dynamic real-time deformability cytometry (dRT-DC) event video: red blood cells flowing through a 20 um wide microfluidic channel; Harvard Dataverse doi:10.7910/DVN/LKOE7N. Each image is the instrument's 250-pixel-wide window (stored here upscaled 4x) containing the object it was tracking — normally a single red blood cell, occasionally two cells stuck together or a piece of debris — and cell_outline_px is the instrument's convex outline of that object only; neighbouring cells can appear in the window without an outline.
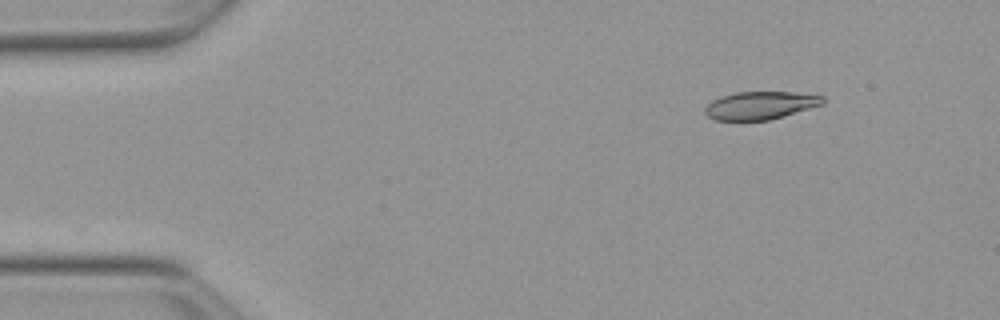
{"species": "Egyptian fruit bat (a non-hibernating species)", "species_latin": "Rousettus aegyptiacus", "temperature_condition": "warm", "stored_images_in_passage": 48, "camera_frame_rate_fps": 3000, "um_per_image_px": 0.085, "animal": {"sex": "female"}, "frame": {"image": 1, "passage_image": 1, "time_ms": 0.0, "image_size_px": [1000, 320], "cell_outline_px": [[824, 104], [784, 116], [768, 120], [716, 120], [708, 116], [704, 112], [704, 108], [712, 100], [720, 96], [736, 92], [792, 92], [824, 96]], "centroid_in_image_um": [64.62, 8.95], "position_along_channel_um": 20.4, "area_um2": 19.13}}
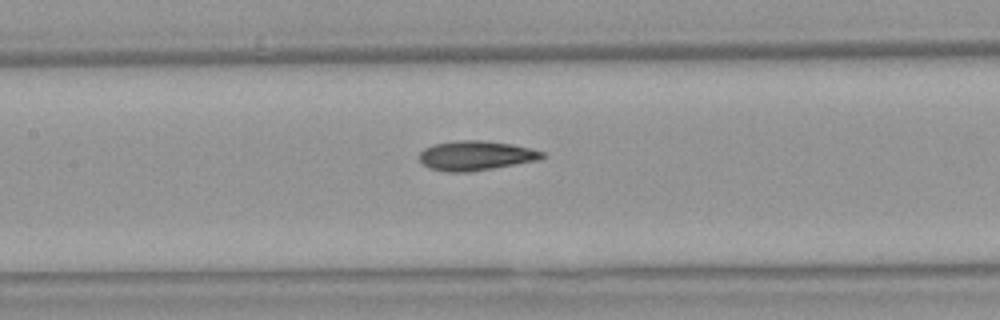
{"frame": {"image": 2, "passage_image": 19, "time_ms": 6.0, "image_size_px": [1000, 320], "cell_outline_px": [[544, 156], [540, 160], [468, 172], [444, 172], [428, 168], [420, 160], [420, 152], [424, 148], [432, 144], [460, 140], [480, 140], [512, 144], [532, 148], [544, 152]], "centroid_in_image_um": [40.44, 13.22], "position_along_channel_um": 167.0, "area_um2": 21.21}}
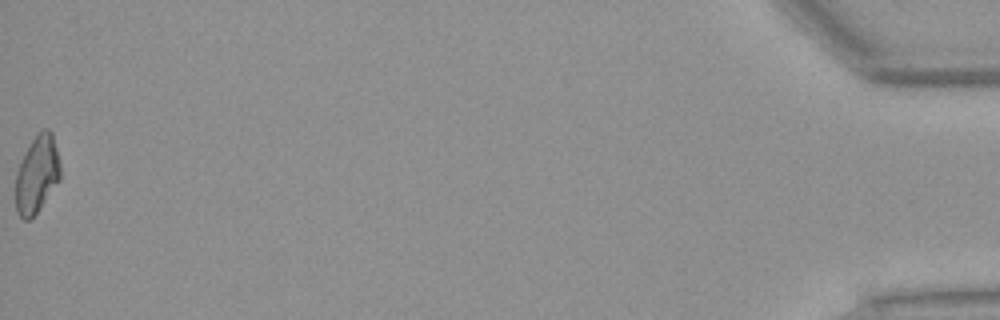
{"frame": {"image": 3, "passage_image": 48, "time_ms": 15.667, "image_size_px": [1000, 320], "cell_outline_px": [[60, 180], [36, 212], [28, 220], [24, 220], [16, 212], [16, 172], [32, 140], [44, 128], [48, 128], [52, 132], [60, 164]], "centroid_in_image_um": [3.15, 14.82], "position_along_channel_um": 432.1, "area_um2": 19.65}, "authors_computed_cell_mechanics": {"area_um2": 20.6635, "velocity_mm_per_s": 3.8248, "shape_relaxation_time_tau1_ms": null, "shape_relaxation_time_tau2_ms": 2.8334, "deformation_change_tau1": null, "deformation_change_tau2": 0.0931}}